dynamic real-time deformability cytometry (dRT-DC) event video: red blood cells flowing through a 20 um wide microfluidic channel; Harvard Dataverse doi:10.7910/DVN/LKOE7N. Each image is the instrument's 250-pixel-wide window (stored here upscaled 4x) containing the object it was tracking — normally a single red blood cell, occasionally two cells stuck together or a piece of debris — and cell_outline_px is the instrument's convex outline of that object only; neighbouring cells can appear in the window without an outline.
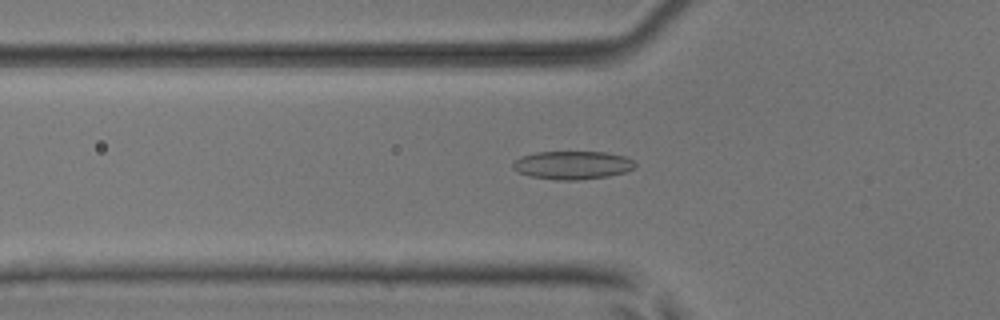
{"species": "common noctule bat (a hibernating species)", "species_latin": "Nyctalus noctula", "temperature_condition": "room temperature", "stored_images_in_passage": 51, "camera_frame_rate_fps": 3000, "um_per_image_px": 0.085, "animal": {"sex": "male", "body_mass_g": 17.9, "forearm_length_mm": 54.2}, "frame": {"image": 1, "passage_image": 18, "time_ms": 5.667, "image_size_px": [1000, 320], "cell_outline_px": [[636, 164], [632, 168], [624, 172], [608, 176], [580, 180], [556, 180], [532, 176], [520, 172], [512, 168], [512, 164], [520, 156], [536, 152], [608, 152], [624, 156], [632, 160]], "centroid_in_image_um": [48.65, 14.03], "position_along_channel_um": 77.1, "area_um2": 20.0}}
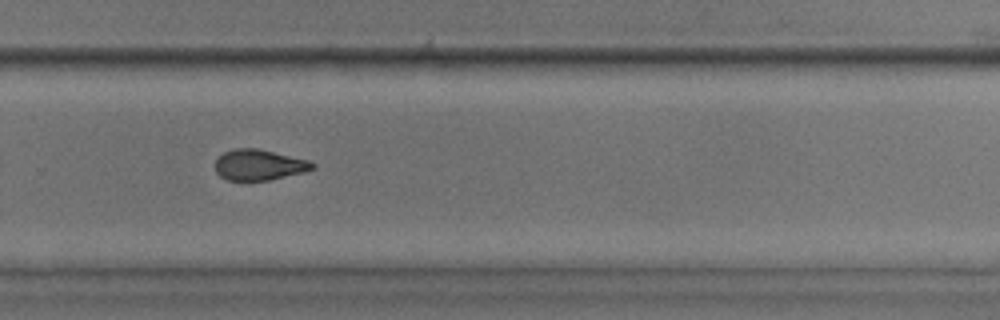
{"frame": {"image": 2, "passage_image": 35, "time_ms": 11.333, "image_size_px": [1000, 320], "cell_outline_px": [[316, 168], [304, 172], [268, 180], [228, 180], [220, 176], [216, 172], [216, 160], [224, 152], [236, 148], [256, 148], [308, 160], [316, 164]], "centroid_in_image_um": [22.03, 14.01], "position_along_channel_um": 307.8, "area_um2": 17.22}}
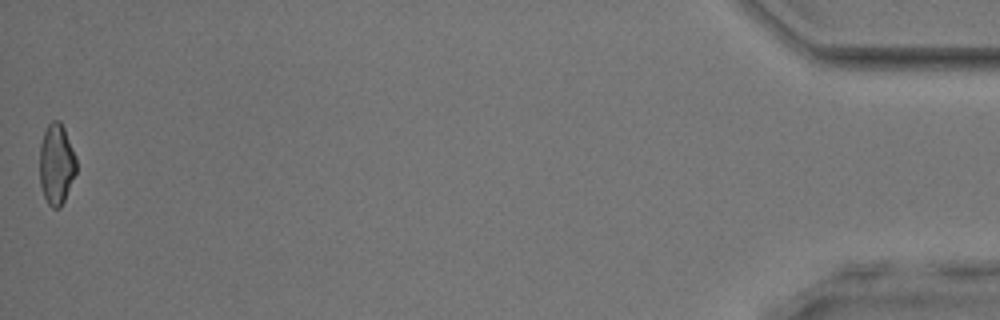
{"frame": {"image": 3, "passage_image": 51, "time_ms": 16.667, "image_size_px": [1000, 320], "cell_outline_px": [[76, 172], [64, 200], [60, 208], [52, 208], [48, 204], [44, 196], [40, 184], [40, 144], [44, 132], [48, 124], [52, 120], [60, 120], [64, 128], [76, 156]], "centroid_in_image_um": [4.79, 13.94], "position_along_channel_um": 430.4, "area_um2": 17.22}, "authors_computed_cell_mechanics": {"area_um2": 18.3804, "velocity_mm_per_s": 4.0741, "shape_relaxation_time_tau1_ms": null, "shape_relaxation_time_tau2_ms": 1.9956, "deformation_change_tau1": null, "deformation_change_tau2": 0.0809}}